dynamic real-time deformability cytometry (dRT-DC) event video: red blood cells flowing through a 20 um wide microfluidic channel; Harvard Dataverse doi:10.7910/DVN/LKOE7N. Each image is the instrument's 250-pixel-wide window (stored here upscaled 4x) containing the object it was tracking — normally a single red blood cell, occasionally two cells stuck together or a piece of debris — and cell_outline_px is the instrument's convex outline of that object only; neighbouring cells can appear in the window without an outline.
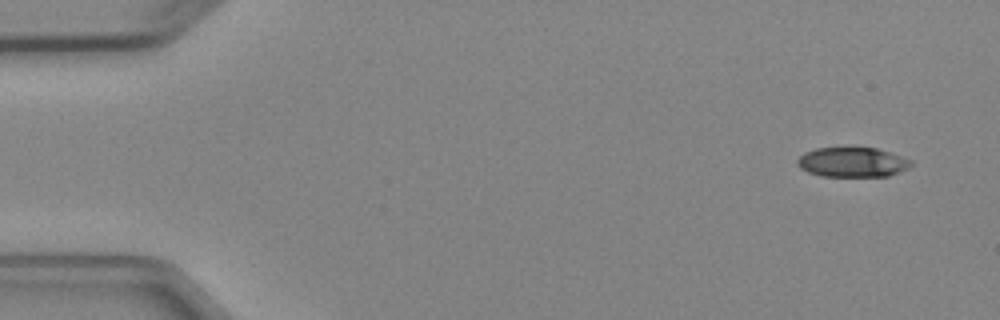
{"species": "Egyptian fruit bat (a non-hibernating species)", "species_latin": "Rousettus aegyptiacus", "temperature_condition": "cold", "stored_images_in_passage": 5, "camera_frame_rate_fps": 3000, "um_per_image_px": 0.085, "animal": {"sex": "female"}, "frame": {"image": 1, "passage_image": 1, "time_ms": 0.0, "image_size_px": [1000, 320], "cell_outline_px": [[912, 164], [908, 168], [888, 176], [820, 176], [808, 172], [800, 168], [796, 164], [796, 160], [804, 152], [816, 148], [876, 148], [912, 160]], "centroid_in_image_um": [72.41, 13.79], "position_along_channel_um": 12.6, "area_um2": 19.59}}
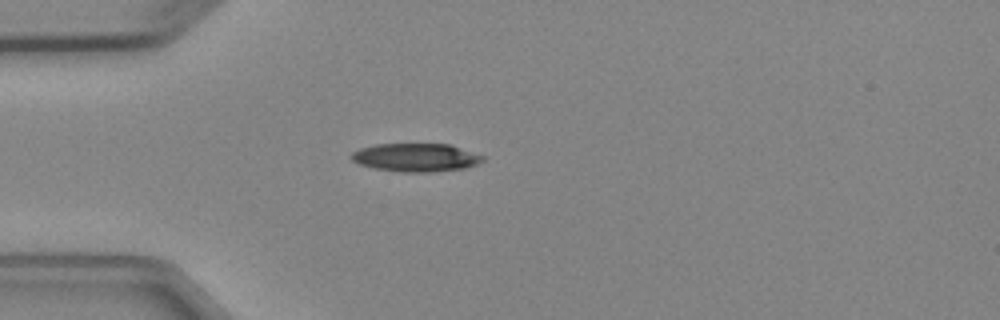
{"frame": {"image": 2, "passage_image": 4, "time_ms": 3.667, "image_size_px": [1000, 320], "cell_outline_px": [[484, 160], [476, 164], [464, 168], [432, 172], [404, 172], [372, 168], [360, 164], [352, 160], [352, 152], [360, 148], [376, 144], [452, 144], [484, 156]], "centroid_in_image_um": [35.36, 13.38], "position_along_channel_um": 49.6, "area_um2": 21.62}}